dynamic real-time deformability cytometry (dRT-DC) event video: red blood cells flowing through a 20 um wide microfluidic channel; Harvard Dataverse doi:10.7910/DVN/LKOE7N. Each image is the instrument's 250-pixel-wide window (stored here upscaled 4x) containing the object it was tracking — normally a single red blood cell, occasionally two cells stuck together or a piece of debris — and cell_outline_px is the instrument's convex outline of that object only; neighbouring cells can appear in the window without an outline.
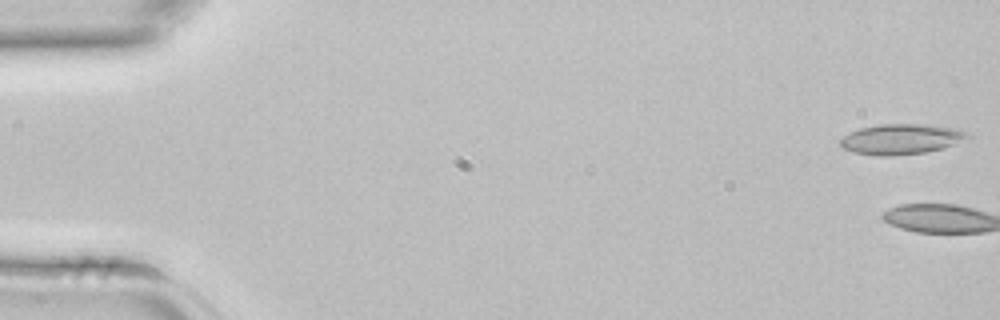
{"species": "common noctule bat (a hibernating species)", "species_latin": "Nyctalus noctula", "temperature_condition": "room temperature", "stored_images_in_passage": 4, "camera_frame_rate_fps": 3000, "um_per_image_px": 0.085, "animal": {"sex": "female", "body_mass_g": 22.7, "forearm_length_mm": 54.2}, "frame": {"image": 1, "passage_image": 1, "time_ms": 0.0, "image_size_px": [1000, 320], "cell_outline_px": [[972, 136], [944, 148], [924, 152], [892, 156], [880, 156], [852, 152], [844, 148], [840, 144], [840, 140], [848, 132], [860, 128], [876, 124], [924, 124], [956, 128], [968, 132]], "centroid_in_image_um": [76.59, 11.82], "position_along_channel_um": 8.4, "area_um2": 22.6}}
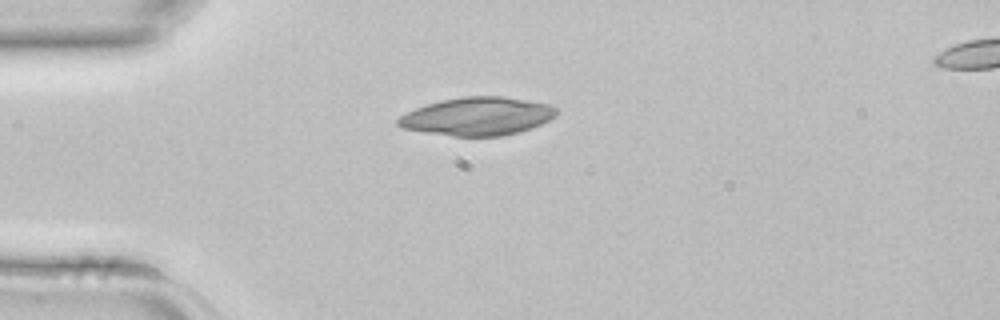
{"frame": {"image": 2, "passage_image": 4, "time_ms": 1.0, "image_size_px": [1000, 320], "cell_outline_px": [[560, 112], [556, 116], [540, 124], [520, 132], [504, 136], [452, 136], [400, 128], [396, 124], [396, 120], [400, 116], [416, 108], [440, 100], [464, 96], [504, 96], [528, 100], [548, 104], [556, 108]], "centroid_in_image_um": [40.59, 9.89], "position_along_channel_um": 44.4, "area_um2": 35.32}}